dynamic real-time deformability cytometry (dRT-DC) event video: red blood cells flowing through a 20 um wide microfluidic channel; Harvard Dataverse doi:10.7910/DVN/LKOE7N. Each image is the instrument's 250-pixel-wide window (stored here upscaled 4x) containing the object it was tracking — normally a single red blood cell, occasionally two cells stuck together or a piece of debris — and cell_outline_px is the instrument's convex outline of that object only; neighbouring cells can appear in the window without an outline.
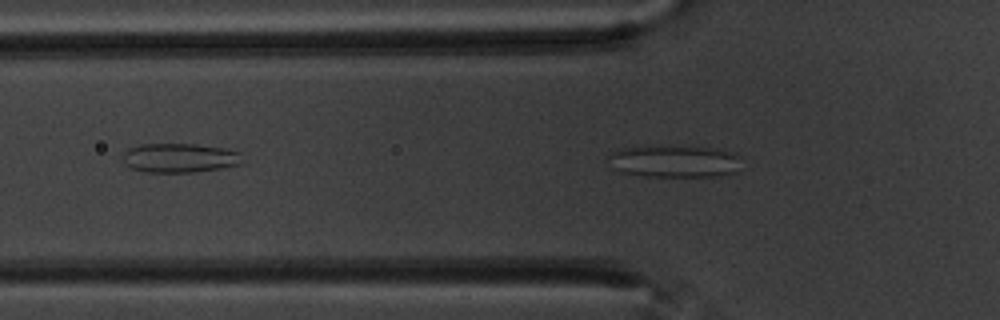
{"species": "common noctule bat (a hibernating species)", "species_latin": "Nyctalus noctula", "temperature_condition": "warm", "stored_images_in_passage": 45, "camera_frame_rate_fps": 3000, "um_per_image_px": 0.085, "animal": {"sex": "male", "body_mass_g": 20.1, "forearm_length_mm": 53.5}, "frame": {"image": 1, "passage_image": 8, "time_ms": 2.333, "image_size_px": [1000, 320], "cell_outline_px": [[740, 156], [736, 172], [720, 176], [648, 176], [620, 172], [612, 168], [608, 156], [616, 148], [652, 144], [720, 148], [736, 152]], "centroid_in_image_um": [57.3, 13.66], "position_along_channel_um": 68.5, "area_um2": 25.84}}
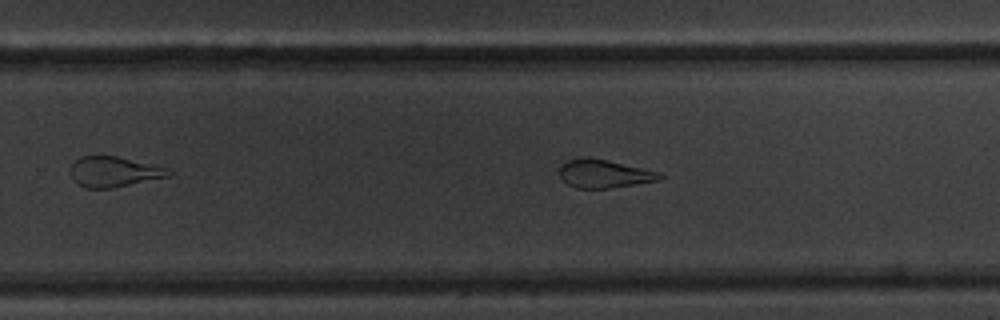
{"frame": {"image": 2, "passage_image": 26, "time_ms": 8.333, "image_size_px": [1000, 320], "cell_outline_px": [[664, 176], [660, 180], [636, 184], [608, 188], [576, 188], [568, 184], [560, 176], [560, 168], [564, 160], [584, 156], [588, 156], [608, 160], [664, 172]], "centroid_in_image_um": [51.39, 14.74], "position_along_channel_um": 278.4, "area_um2": 16.88}}
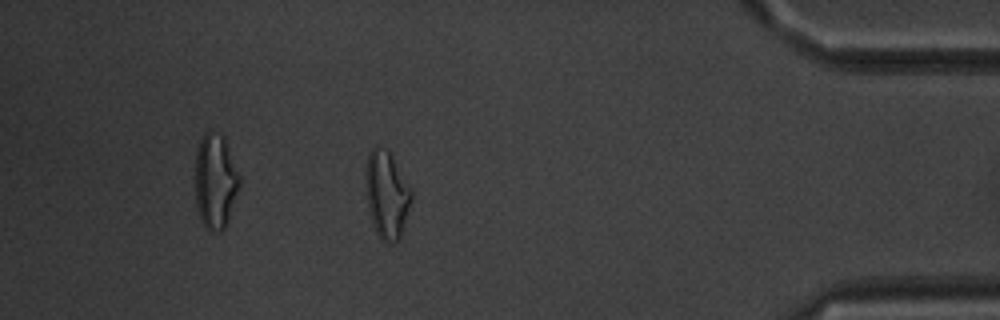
{"frame": {"image": 3, "passage_image": 40, "time_ms": 13.0, "image_size_px": [1000, 320], "cell_outline_px": [[412, 200], [400, 240], [396, 244], [388, 244], [380, 240], [372, 224], [368, 208], [364, 176], [368, 152], [376, 144], [388, 152], [392, 156], [412, 192]], "centroid_in_image_um": [32.85, 16.6], "position_along_channel_um": 402.3, "area_um2": 23.64}}